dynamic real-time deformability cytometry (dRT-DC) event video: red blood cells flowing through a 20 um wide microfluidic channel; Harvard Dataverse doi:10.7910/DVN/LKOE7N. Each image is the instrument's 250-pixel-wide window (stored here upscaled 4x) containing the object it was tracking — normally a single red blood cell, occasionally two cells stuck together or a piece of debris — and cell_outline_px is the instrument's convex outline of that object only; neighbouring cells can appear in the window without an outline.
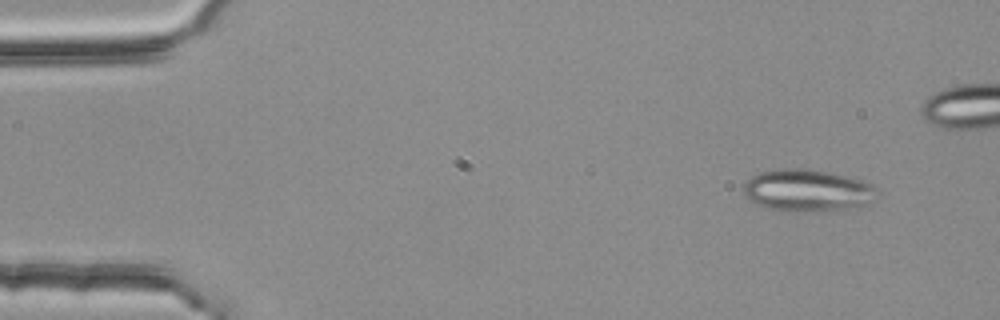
{"species": "common noctule bat (a hibernating species)", "species_latin": "Nyctalus noctula", "temperature_condition": "room temperature", "stored_images_in_passage": 4, "camera_frame_rate_fps": 3000, "um_per_image_px": 0.085, "animal": {"sex": "female", "body_mass_g": 25.1}, "frame": {"image": 1, "passage_image": 1, "time_ms": 0.0, "image_size_px": [1000, 320], "cell_outline_px": [[876, 188], [872, 200], [864, 204], [844, 208], [792, 212], [764, 208], [748, 200], [744, 196], [744, 184], [752, 176], [760, 172], [776, 168], [804, 168], [828, 172], [860, 180], [872, 184]], "centroid_in_image_um": [68.52, 16.17], "position_along_channel_um": 16.5, "area_um2": 32.31}}